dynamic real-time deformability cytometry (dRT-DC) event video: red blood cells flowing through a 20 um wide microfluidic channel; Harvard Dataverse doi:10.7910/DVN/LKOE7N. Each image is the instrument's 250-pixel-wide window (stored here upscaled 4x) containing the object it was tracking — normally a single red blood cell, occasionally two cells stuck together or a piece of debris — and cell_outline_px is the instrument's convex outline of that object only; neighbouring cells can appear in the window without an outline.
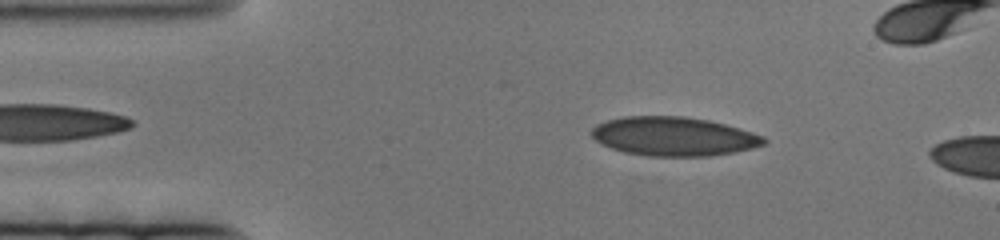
{"species": "human", "species_latin": "Homo sapiens", "temperature_condition": "cold", "stored_images_in_passage": 71, "camera_frame_rate_fps": 3000, "um_per_image_px": 0.085, "donor": {"sex": "female"}, "frame": {"image": 1, "passage_image": 10, "time_ms": 3.0, "image_size_px": [1000, 240], "cell_outline_px": [[768, 140], [764, 144], [752, 148], [732, 152], [708, 156], [644, 156], [624, 152], [612, 148], [596, 140], [592, 136], [592, 128], [596, 124], [608, 120], [624, 116], [684, 116], [708, 120], [724, 124], [752, 132], [764, 136]], "centroid_in_image_um": [57.26, 11.59], "position_along_channel_um": 27.7, "area_um2": 38.96}}
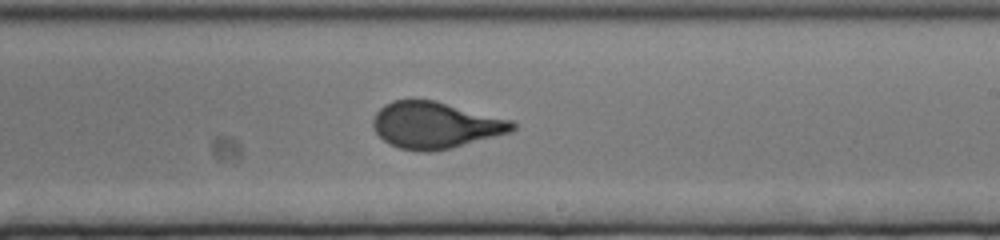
{"frame": {"image": 2, "passage_image": 43, "time_ms": 14.0, "image_size_px": [1000, 240], "cell_outline_px": [[516, 128], [512, 132], [432, 152], [420, 152], [400, 148], [384, 140], [376, 132], [372, 124], [372, 120], [376, 112], [384, 104], [392, 100], [412, 96], [436, 100], [512, 120], [516, 124]], "centroid_in_image_um": [36.98, 10.59], "position_along_channel_um": 252.0, "area_um2": 38.32}}
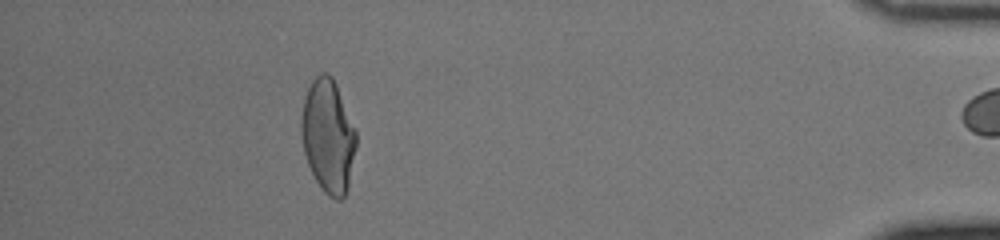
{"frame": {"image": 3, "passage_image": 69, "time_ms": 22.667, "image_size_px": [1000, 240], "cell_outline_px": [[356, 148], [348, 188], [344, 196], [340, 200], [336, 200], [328, 196], [324, 192], [316, 180], [308, 164], [304, 152], [300, 132], [300, 124], [304, 96], [312, 80], [320, 72], [324, 72], [332, 76], [336, 84], [356, 128]], "centroid_in_image_um": [27.89, 11.55], "position_along_channel_um": 407.3, "area_um2": 36.53}}